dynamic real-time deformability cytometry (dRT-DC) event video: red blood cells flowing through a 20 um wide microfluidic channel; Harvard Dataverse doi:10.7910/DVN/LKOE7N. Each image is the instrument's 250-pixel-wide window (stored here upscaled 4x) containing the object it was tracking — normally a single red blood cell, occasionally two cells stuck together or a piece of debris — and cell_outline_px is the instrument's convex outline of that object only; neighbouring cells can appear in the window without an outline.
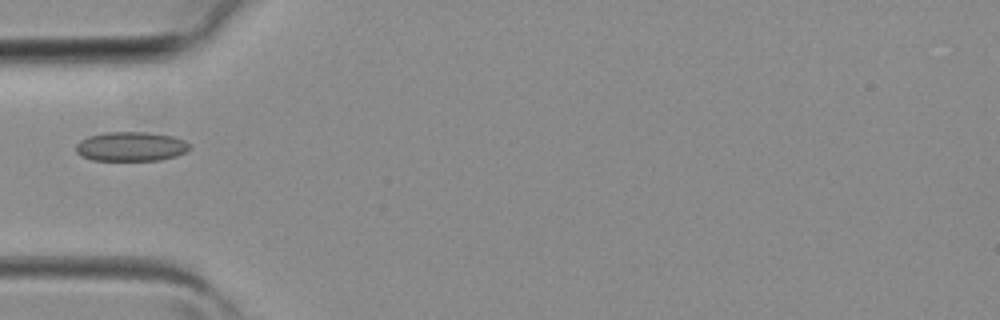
{"species": "common noctule bat (a hibernating species)", "species_latin": "Nyctalus noctula", "temperature_condition": "room temperature", "stored_images_in_passage": 4, "camera_frame_rate_fps": 3000, "um_per_image_px": 0.085, "animal": {"sex": "female", "body_mass_g": 19.3, "forearm_length_mm": 54.1}, "frame": {"image": 1, "passage_image": 4, "time_ms": 1.0, "image_size_px": [1000, 320], "cell_outline_px": [[188, 148], [184, 152], [176, 156], [160, 160], [92, 160], [80, 156], [76, 152], [76, 144], [80, 140], [88, 136], [104, 132], [144, 132], [172, 136], [184, 140], [188, 144]], "centroid_in_image_um": [11.07, 12.45], "position_along_channel_um": 73.9, "area_um2": 19.36}}